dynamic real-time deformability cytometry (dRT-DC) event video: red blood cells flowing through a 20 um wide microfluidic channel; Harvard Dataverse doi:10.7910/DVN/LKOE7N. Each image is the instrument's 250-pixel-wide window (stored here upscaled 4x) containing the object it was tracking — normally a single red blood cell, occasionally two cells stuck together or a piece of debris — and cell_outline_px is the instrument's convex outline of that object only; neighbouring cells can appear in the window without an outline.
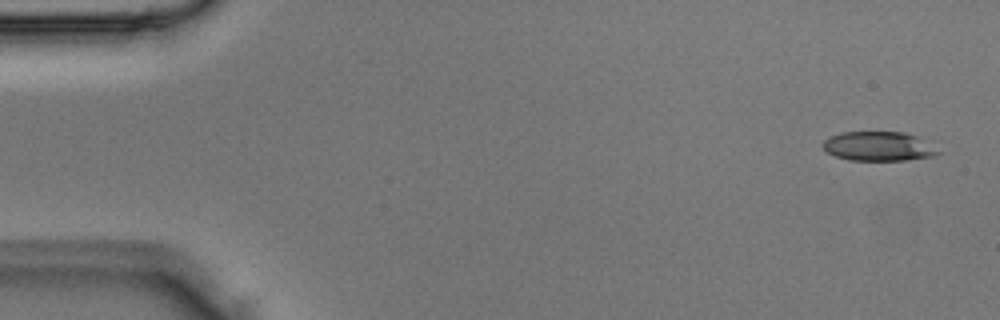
{"species": "Egyptian fruit bat (a non-hibernating species)", "species_latin": "Rousettus aegyptiacus", "temperature_condition": "room temperature", "stored_images_in_passage": 3, "camera_frame_rate_fps": 3000, "um_per_image_px": 0.085, "animal": {"sex": "male"}, "frame": {"image": 1, "passage_image": 1, "time_ms": 0.0, "image_size_px": [1000, 320], "cell_outline_px": [[940, 152], [936, 156], [904, 160], [848, 160], [836, 156], [828, 152], [820, 144], [824, 140], [840, 132], [904, 132], [916, 136]], "centroid_in_image_um": [74.63, 12.43], "position_along_channel_um": 10.4, "area_um2": 19.42}}